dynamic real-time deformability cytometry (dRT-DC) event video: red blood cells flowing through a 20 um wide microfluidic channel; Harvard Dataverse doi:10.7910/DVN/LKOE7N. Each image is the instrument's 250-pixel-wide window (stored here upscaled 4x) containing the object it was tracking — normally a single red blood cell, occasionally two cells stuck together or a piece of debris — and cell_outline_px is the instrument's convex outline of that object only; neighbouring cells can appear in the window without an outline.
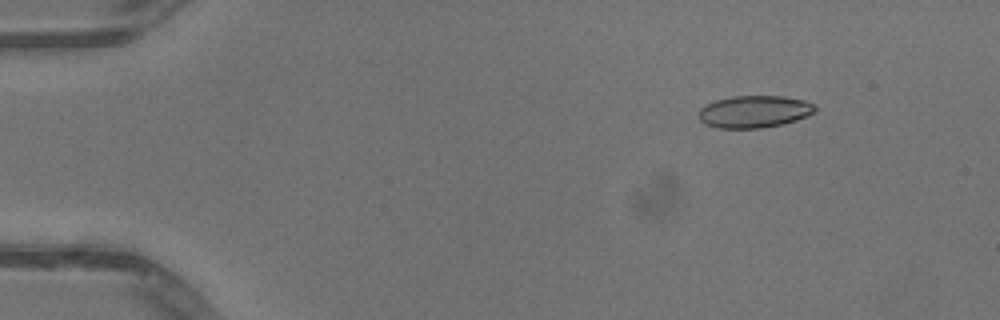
{"species": "common noctule bat (a hibernating species)", "species_latin": "Nyctalus noctula", "temperature_condition": "warm", "stored_images_in_passage": 46, "camera_frame_rate_fps": 3000, "um_per_image_px": 0.085, "animal": {"sex": "male", "body_mass_g": 13.3}, "frame": {"image": 1, "passage_image": 2, "time_ms": 0.333, "image_size_px": [1000, 320], "cell_outline_px": [[816, 112], [808, 116], [796, 120], [780, 124], [760, 128], [716, 128], [704, 124], [700, 120], [700, 108], [704, 104], [716, 100], [732, 96], [784, 96], [804, 100], [816, 104]], "centroid_in_image_um": [64.13, 9.48], "position_along_channel_um": 20.9, "area_um2": 21.96}}
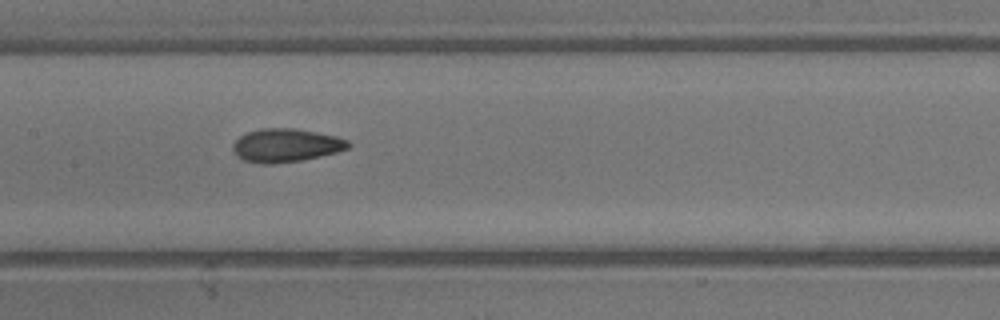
{"frame": {"image": 2, "passage_image": 21, "time_ms": 6.667, "image_size_px": [1000, 320], "cell_outline_px": [[352, 144], [348, 148], [336, 152], [320, 156], [300, 160], [272, 164], [260, 164], [244, 160], [236, 156], [232, 152], [232, 144], [240, 136], [248, 132], [260, 128], [296, 128], [336, 136], [348, 140]], "centroid_in_image_um": [24.28, 12.35], "position_along_channel_um": 183.1, "area_um2": 22.54}}
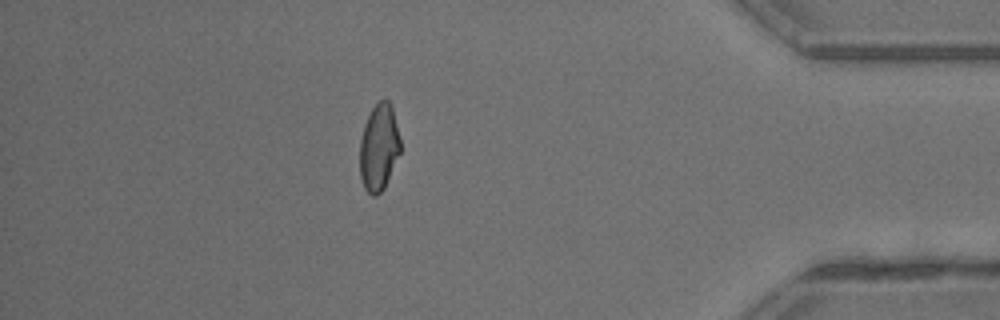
{"frame": {"image": 3, "passage_image": 40, "time_ms": 13.0, "image_size_px": [1000, 320], "cell_outline_px": [[400, 152], [384, 188], [376, 196], [372, 196], [364, 188], [360, 176], [360, 140], [364, 124], [372, 108], [380, 100], [388, 100], [392, 108], [400, 140]], "centroid_in_image_um": [32.19, 12.55], "position_along_channel_um": 403.0, "area_um2": 20.29}, "authors_computed_cell_mechanics": {"area_um2": 21.6172, "velocity_mm_per_s": 4.1248, "shape_relaxation_time_tau1_ms": 6.1771, "shape_relaxation_time_tau2_ms": 1.4475, "deformation_change_tau1": 0.1736, "deformation_change_tau2": 0.0605}}